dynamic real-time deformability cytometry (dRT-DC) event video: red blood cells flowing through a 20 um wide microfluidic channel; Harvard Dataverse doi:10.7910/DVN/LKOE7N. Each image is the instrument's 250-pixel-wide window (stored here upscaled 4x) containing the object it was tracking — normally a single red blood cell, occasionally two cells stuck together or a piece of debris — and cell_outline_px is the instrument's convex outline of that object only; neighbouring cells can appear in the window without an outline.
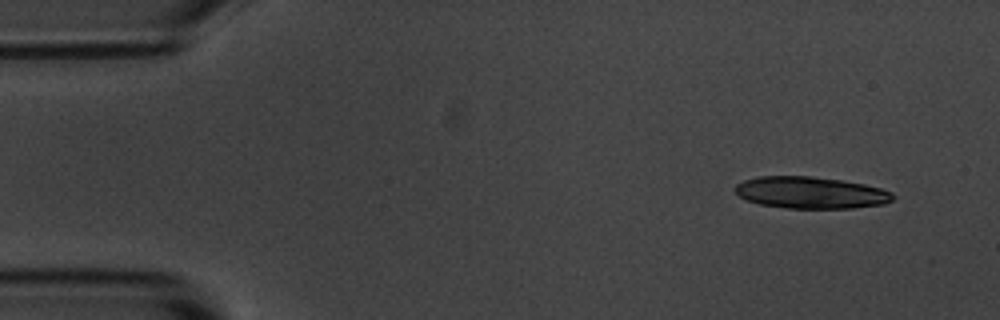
{"species": "common noctule bat (a hibernating species)", "species_latin": "Nyctalus noctula", "temperature_condition": "room temperature", "stored_images_in_passage": 6, "camera_frame_rate_fps": 3000, "um_per_image_px": 0.085, "animal": {"sex": "male", "body_mass_g": 20.1, "forearm_length_mm": 53.5}, "frame": {"image": 1, "passage_image": 1, "time_ms": 0.0, "image_size_px": [1000, 320], "cell_outline_px": [[896, 196], [892, 200], [884, 204], [852, 208], [788, 208], [760, 204], [748, 200], [740, 196], [732, 188], [736, 184], [744, 180], [760, 176], [812, 176], [840, 180], [864, 184], [880, 188], [892, 192]], "centroid_in_image_um": [68.91, 16.37], "position_along_channel_um": 16.1, "area_um2": 29.19}}
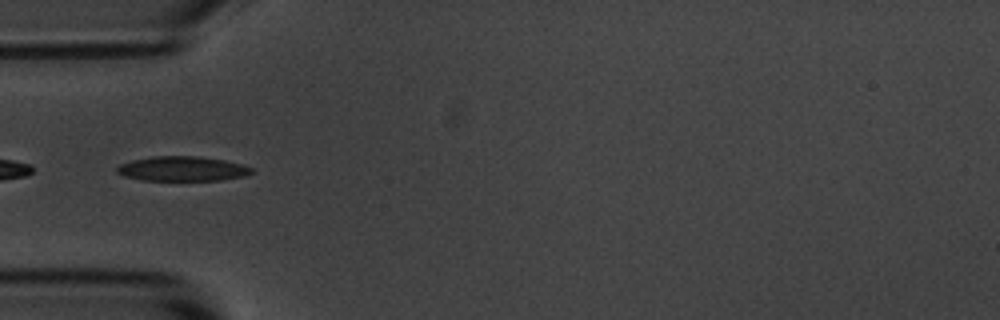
{"frame": {"image": 2, "passage_image": 5, "time_ms": 4.333, "image_size_px": [1000, 320], "cell_outline_px": [[252, 172], [248, 176], [220, 180], [144, 180], [124, 176], [116, 172], [116, 168], [120, 164], [132, 160], [152, 156], [200, 156], [224, 160], [240, 164], [252, 168]], "centroid_in_image_um": [15.5, 14.34], "position_along_channel_um": 69.5, "area_um2": 19.36}}